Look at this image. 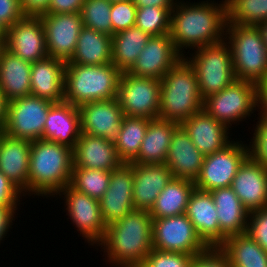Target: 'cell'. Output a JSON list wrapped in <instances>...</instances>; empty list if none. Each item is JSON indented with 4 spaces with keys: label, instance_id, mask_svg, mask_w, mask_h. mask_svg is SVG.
<instances>
[{
    "label": "cell",
    "instance_id": "cell-1",
    "mask_svg": "<svg viewBox=\"0 0 267 267\" xmlns=\"http://www.w3.org/2000/svg\"><path fill=\"white\" fill-rule=\"evenodd\" d=\"M209 1L185 3L184 0H178L171 10L169 34L183 57L187 55H184L187 48L195 50L225 39L226 1L222 0L219 4L214 0Z\"/></svg>",
    "mask_w": 267,
    "mask_h": 267
},
{
    "label": "cell",
    "instance_id": "cell-2",
    "mask_svg": "<svg viewBox=\"0 0 267 267\" xmlns=\"http://www.w3.org/2000/svg\"><path fill=\"white\" fill-rule=\"evenodd\" d=\"M153 218L149 211L133 210L109 226L97 245L111 266L140 267L152 247ZM107 257V259H106Z\"/></svg>",
    "mask_w": 267,
    "mask_h": 267
},
{
    "label": "cell",
    "instance_id": "cell-3",
    "mask_svg": "<svg viewBox=\"0 0 267 267\" xmlns=\"http://www.w3.org/2000/svg\"><path fill=\"white\" fill-rule=\"evenodd\" d=\"M73 167V149L69 146L44 139L32 141L27 195L55 197L70 185Z\"/></svg>",
    "mask_w": 267,
    "mask_h": 267
},
{
    "label": "cell",
    "instance_id": "cell-4",
    "mask_svg": "<svg viewBox=\"0 0 267 267\" xmlns=\"http://www.w3.org/2000/svg\"><path fill=\"white\" fill-rule=\"evenodd\" d=\"M160 82V119L181 124L203 109L196 72L184 57Z\"/></svg>",
    "mask_w": 267,
    "mask_h": 267
},
{
    "label": "cell",
    "instance_id": "cell-5",
    "mask_svg": "<svg viewBox=\"0 0 267 267\" xmlns=\"http://www.w3.org/2000/svg\"><path fill=\"white\" fill-rule=\"evenodd\" d=\"M121 74L113 63L65 64L64 101L79 107L93 101L115 99Z\"/></svg>",
    "mask_w": 267,
    "mask_h": 267
},
{
    "label": "cell",
    "instance_id": "cell-6",
    "mask_svg": "<svg viewBox=\"0 0 267 267\" xmlns=\"http://www.w3.org/2000/svg\"><path fill=\"white\" fill-rule=\"evenodd\" d=\"M225 40L231 48L236 80L258 85L267 79V48L257 26L226 24Z\"/></svg>",
    "mask_w": 267,
    "mask_h": 267
},
{
    "label": "cell",
    "instance_id": "cell-7",
    "mask_svg": "<svg viewBox=\"0 0 267 267\" xmlns=\"http://www.w3.org/2000/svg\"><path fill=\"white\" fill-rule=\"evenodd\" d=\"M184 57L194 68L202 99L231 85L236 77L233 70L231 48L223 41L199 47Z\"/></svg>",
    "mask_w": 267,
    "mask_h": 267
},
{
    "label": "cell",
    "instance_id": "cell-8",
    "mask_svg": "<svg viewBox=\"0 0 267 267\" xmlns=\"http://www.w3.org/2000/svg\"><path fill=\"white\" fill-rule=\"evenodd\" d=\"M203 109L228 128L239 125L257 110V84L235 80L218 93L203 100ZM255 110V111H254Z\"/></svg>",
    "mask_w": 267,
    "mask_h": 267
},
{
    "label": "cell",
    "instance_id": "cell-9",
    "mask_svg": "<svg viewBox=\"0 0 267 267\" xmlns=\"http://www.w3.org/2000/svg\"><path fill=\"white\" fill-rule=\"evenodd\" d=\"M160 88V79L122 72L116 99L124 116L149 120L159 118Z\"/></svg>",
    "mask_w": 267,
    "mask_h": 267
},
{
    "label": "cell",
    "instance_id": "cell-10",
    "mask_svg": "<svg viewBox=\"0 0 267 267\" xmlns=\"http://www.w3.org/2000/svg\"><path fill=\"white\" fill-rule=\"evenodd\" d=\"M152 247L163 252L193 256L209 248L198 236L185 213L167 218H153Z\"/></svg>",
    "mask_w": 267,
    "mask_h": 267
},
{
    "label": "cell",
    "instance_id": "cell-11",
    "mask_svg": "<svg viewBox=\"0 0 267 267\" xmlns=\"http://www.w3.org/2000/svg\"><path fill=\"white\" fill-rule=\"evenodd\" d=\"M53 104L31 94L9 101L3 132L30 141L43 139L45 121Z\"/></svg>",
    "mask_w": 267,
    "mask_h": 267
},
{
    "label": "cell",
    "instance_id": "cell-12",
    "mask_svg": "<svg viewBox=\"0 0 267 267\" xmlns=\"http://www.w3.org/2000/svg\"><path fill=\"white\" fill-rule=\"evenodd\" d=\"M247 145L233 139L223 149L205 156L195 188L212 191L230 187L240 165L248 157Z\"/></svg>",
    "mask_w": 267,
    "mask_h": 267
},
{
    "label": "cell",
    "instance_id": "cell-13",
    "mask_svg": "<svg viewBox=\"0 0 267 267\" xmlns=\"http://www.w3.org/2000/svg\"><path fill=\"white\" fill-rule=\"evenodd\" d=\"M56 195H59L61 200L63 198L65 210L70 217L68 219L71 220L77 231H80L85 242L97 246L103 240L106 232L99 200L76 191L70 185H67Z\"/></svg>",
    "mask_w": 267,
    "mask_h": 267
},
{
    "label": "cell",
    "instance_id": "cell-14",
    "mask_svg": "<svg viewBox=\"0 0 267 267\" xmlns=\"http://www.w3.org/2000/svg\"><path fill=\"white\" fill-rule=\"evenodd\" d=\"M44 27L48 56L69 62L83 28L80 13L40 15Z\"/></svg>",
    "mask_w": 267,
    "mask_h": 267
},
{
    "label": "cell",
    "instance_id": "cell-15",
    "mask_svg": "<svg viewBox=\"0 0 267 267\" xmlns=\"http://www.w3.org/2000/svg\"><path fill=\"white\" fill-rule=\"evenodd\" d=\"M133 186V163H123L111 171L108 189L99 199L101 216L106 226L121 220L129 212L135 210Z\"/></svg>",
    "mask_w": 267,
    "mask_h": 267
},
{
    "label": "cell",
    "instance_id": "cell-16",
    "mask_svg": "<svg viewBox=\"0 0 267 267\" xmlns=\"http://www.w3.org/2000/svg\"><path fill=\"white\" fill-rule=\"evenodd\" d=\"M4 47L27 62L35 63L48 56L40 16H25L6 29Z\"/></svg>",
    "mask_w": 267,
    "mask_h": 267
},
{
    "label": "cell",
    "instance_id": "cell-17",
    "mask_svg": "<svg viewBox=\"0 0 267 267\" xmlns=\"http://www.w3.org/2000/svg\"><path fill=\"white\" fill-rule=\"evenodd\" d=\"M182 58L170 34L151 36L127 72L134 76L162 79Z\"/></svg>",
    "mask_w": 267,
    "mask_h": 267
},
{
    "label": "cell",
    "instance_id": "cell-18",
    "mask_svg": "<svg viewBox=\"0 0 267 267\" xmlns=\"http://www.w3.org/2000/svg\"><path fill=\"white\" fill-rule=\"evenodd\" d=\"M80 132L115 141L118 137L124 113L118 100H102L78 107Z\"/></svg>",
    "mask_w": 267,
    "mask_h": 267
},
{
    "label": "cell",
    "instance_id": "cell-19",
    "mask_svg": "<svg viewBox=\"0 0 267 267\" xmlns=\"http://www.w3.org/2000/svg\"><path fill=\"white\" fill-rule=\"evenodd\" d=\"M231 187L249 212L267 208V168L249 156L240 165Z\"/></svg>",
    "mask_w": 267,
    "mask_h": 267
},
{
    "label": "cell",
    "instance_id": "cell-20",
    "mask_svg": "<svg viewBox=\"0 0 267 267\" xmlns=\"http://www.w3.org/2000/svg\"><path fill=\"white\" fill-rule=\"evenodd\" d=\"M180 126L204 156L223 149L232 141L228 136L231 129L211 117L204 109L183 121Z\"/></svg>",
    "mask_w": 267,
    "mask_h": 267
},
{
    "label": "cell",
    "instance_id": "cell-21",
    "mask_svg": "<svg viewBox=\"0 0 267 267\" xmlns=\"http://www.w3.org/2000/svg\"><path fill=\"white\" fill-rule=\"evenodd\" d=\"M205 156L192 143L189 135L179 126L173 133L165 165L174 178L195 183L201 172Z\"/></svg>",
    "mask_w": 267,
    "mask_h": 267
},
{
    "label": "cell",
    "instance_id": "cell-22",
    "mask_svg": "<svg viewBox=\"0 0 267 267\" xmlns=\"http://www.w3.org/2000/svg\"><path fill=\"white\" fill-rule=\"evenodd\" d=\"M74 167L112 171L123 162L118 157L115 143L103 137L80 133L73 149Z\"/></svg>",
    "mask_w": 267,
    "mask_h": 267
},
{
    "label": "cell",
    "instance_id": "cell-23",
    "mask_svg": "<svg viewBox=\"0 0 267 267\" xmlns=\"http://www.w3.org/2000/svg\"><path fill=\"white\" fill-rule=\"evenodd\" d=\"M32 141L0 132V171L24 194H27Z\"/></svg>",
    "mask_w": 267,
    "mask_h": 267
},
{
    "label": "cell",
    "instance_id": "cell-24",
    "mask_svg": "<svg viewBox=\"0 0 267 267\" xmlns=\"http://www.w3.org/2000/svg\"><path fill=\"white\" fill-rule=\"evenodd\" d=\"M185 214L208 247L220 246L219 220L210 191L195 188L189 197Z\"/></svg>",
    "mask_w": 267,
    "mask_h": 267
},
{
    "label": "cell",
    "instance_id": "cell-25",
    "mask_svg": "<svg viewBox=\"0 0 267 267\" xmlns=\"http://www.w3.org/2000/svg\"><path fill=\"white\" fill-rule=\"evenodd\" d=\"M133 164L134 208L135 210L150 211L159 193L174 176L165 164Z\"/></svg>",
    "mask_w": 267,
    "mask_h": 267
},
{
    "label": "cell",
    "instance_id": "cell-26",
    "mask_svg": "<svg viewBox=\"0 0 267 267\" xmlns=\"http://www.w3.org/2000/svg\"><path fill=\"white\" fill-rule=\"evenodd\" d=\"M65 62L47 56L32 63L31 95L53 103L64 101Z\"/></svg>",
    "mask_w": 267,
    "mask_h": 267
},
{
    "label": "cell",
    "instance_id": "cell-27",
    "mask_svg": "<svg viewBox=\"0 0 267 267\" xmlns=\"http://www.w3.org/2000/svg\"><path fill=\"white\" fill-rule=\"evenodd\" d=\"M80 133L78 107L65 101L54 103L48 111L43 139L74 149Z\"/></svg>",
    "mask_w": 267,
    "mask_h": 267
},
{
    "label": "cell",
    "instance_id": "cell-28",
    "mask_svg": "<svg viewBox=\"0 0 267 267\" xmlns=\"http://www.w3.org/2000/svg\"><path fill=\"white\" fill-rule=\"evenodd\" d=\"M215 202L220 228V245L227 237L247 232L249 211L243 206L232 187L210 191Z\"/></svg>",
    "mask_w": 267,
    "mask_h": 267
},
{
    "label": "cell",
    "instance_id": "cell-29",
    "mask_svg": "<svg viewBox=\"0 0 267 267\" xmlns=\"http://www.w3.org/2000/svg\"><path fill=\"white\" fill-rule=\"evenodd\" d=\"M32 63L13 54L7 48L0 53V90L9 102L31 94Z\"/></svg>",
    "mask_w": 267,
    "mask_h": 267
},
{
    "label": "cell",
    "instance_id": "cell-30",
    "mask_svg": "<svg viewBox=\"0 0 267 267\" xmlns=\"http://www.w3.org/2000/svg\"><path fill=\"white\" fill-rule=\"evenodd\" d=\"M179 126L176 122L151 119L138 156L132 163L165 164L172 135Z\"/></svg>",
    "mask_w": 267,
    "mask_h": 267
},
{
    "label": "cell",
    "instance_id": "cell-31",
    "mask_svg": "<svg viewBox=\"0 0 267 267\" xmlns=\"http://www.w3.org/2000/svg\"><path fill=\"white\" fill-rule=\"evenodd\" d=\"M112 63V36L83 27L76 50L65 64L106 65Z\"/></svg>",
    "mask_w": 267,
    "mask_h": 267
},
{
    "label": "cell",
    "instance_id": "cell-32",
    "mask_svg": "<svg viewBox=\"0 0 267 267\" xmlns=\"http://www.w3.org/2000/svg\"><path fill=\"white\" fill-rule=\"evenodd\" d=\"M219 248L231 267H267V252L248 233L227 237Z\"/></svg>",
    "mask_w": 267,
    "mask_h": 267
},
{
    "label": "cell",
    "instance_id": "cell-33",
    "mask_svg": "<svg viewBox=\"0 0 267 267\" xmlns=\"http://www.w3.org/2000/svg\"><path fill=\"white\" fill-rule=\"evenodd\" d=\"M194 189V182L173 178L157 196L150 215L152 218H167L184 214Z\"/></svg>",
    "mask_w": 267,
    "mask_h": 267
},
{
    "label": "cell",
    "instance_id": "cell-34",
    "mask_svg": "<svg viewBox=\"0 0 267 267\" xmlns=\"http://www.w3.org/2000/svg\"><path fill=\"white\" fill-rule=\"evenodd\" d=\"M151 36L137 26L112 35V63L121 72L128 71Z\"/></svg>",
    "mask_w": 267,
    "mask_h": 267
},
{
    "label": "cell",
    "instance_id": "cell-35",
    "mask_svg": "<svg viewBox=\"0 0 267 267\" xmlns=\"http://www.w3.org/2000/svg\"><path fill=\"white\" fill-rule=\"evenodd\" d=\"M149 121L141 117H123L118 137L114 141L118 157L123 163H132L137 158Z\"/></svg>",
    "mask_w": 267,
    "mask_h": 267
},
{
    "label": "cell",
    "instance_id": "cell-36",
    "mask_svg": "<svg viewBox=\"0 0 267 267\" xmlns=\"http://www.w3.org/2000/svg\"><path fill=\"white\" fill-rule=\"evenodd\" d=\"M226 24L258 26L267 21V0H225Z\"/></svg>",
    "mask_w": 267,
    "mask_h": 267
},
{
    "label": "cell",
    "instance_id": "cell-37",
    "mask_svg": "<svg viewBox=\"0 0 267 267\" xmlns=\"http://www.w3.org/2000/svg\"><path fill=\"white\" fill-rule=\"evenodd\" d=\"M110 176L111 171L73 167L70 186L99 200L108 189Z\"/></svg>",
    "mask_w": 267,
    "mask_h": 267
},
{
    "label": "cell",
    "instance_id": "cell-38",
    "mask_svg": "<svg viewBox=\"0 0 267 267\" xmlns=\"http://www.w3.org/2000/svg\"><path fill=\"white\" fill-rule=\"evenodd\" d=\"M111 5L108 0H84L80 11L83 27L112 36Z\"/></svg>",
    "mask_w": 267,
    "mask_h": 267
},
{
    "label": "cell",
    "instance_id": "cell-39",
    "mask_svg": "<svg viewBox=\"0 0 267 267\" xmlns=\"http://www.w3.org/2000/svg\"><path fill=\"white\" fill-rule=\"evenodd\" d=\"M171 10L147 6L137 8L135 26L150 36H161L170 32Z\"/></svg>",
    "mask_w": 267,
    "mask_h": 267
},
{
    "label": "cell",
    "instance_id": "cell-40",
    "mask_svg": "<svg viewBox=\"0 0 267 267\" xmlns=\"http://www.w3.org/2000/svg\"><path fill=\"white\" fill-rule=\"evenodd\" d=\"M137 7L132 0L112 2V35L135 26Z\"/></svg>",
    "mask_w": 267,
    "mask_h": 267
},
{
    "label": "cell",
    "instance_id": "cell-41",
    "mask_svg": "<svg viewBox=\"0 0 267 267\" xmlns=\"http://www.w3.org/2000/svg\"><path fill=\"white\" fill-rule=\"evenodd\" d=\"M194 256L152 249L140 267H191Z\"/></svg>",
    "mask_w": 267,
    "mask_h": 267
},
{
    "label": "cell",
    "instance_id": "cell-42",
    "mask_svg": "<svg viewBox=\"0 0 267 267\" xmlns=\"http://www.w3.org/2000/svg\"><path fill=\"white\" fill-rule=\"evenodd\" d=\"M255 124L253 138L248 147V156L256 163L267 168V118L259 115Z\"/></svg>",
    "mask_w": 267,
    "mask_h": 267
},
{
    "label": "cell",
    "instance_id": "cell-43",
    "mask_svg": "<svg viewBox=\"0 0 267 267\" xmlns=\"http://www.w3.org/2000/svg\"><path fill=\"white\" fill-rule=\"evenodd\" d=\"M246 233L267 252V208L249 212Z\"/></svg>",
    "mask_w": 267,
    "mask_h": 267
},
{
    "label": "cell",
    "instance_id": "cell-44",
    "mask_svg": "<svg viewBox=\"0 0 267 267\" xmlns=\"http://www.w3.org/2000/svg\"><path fill=\"white\" fill-rule=\"evenodd\" d=\"M191 267H231L229 259L219 247H209L194 256Z\"/></svg>",
    "mask_w": 267,
    "mask_h": 267
},
{
    "label": "cell",
    "instance_id": "cell-45",
    "mask_svg": "<svg viewBox=\"0 0 267 267\" xmlns=\"http://www.w3.org/2000/svg\"><path fill=\"white\" fill-rule=\"evenodd\" d=\"M25 16L20 0H0V24L5 29Z\"/></svg>",
    "mask_w": 267,
    "mask_h": 267
},
{
    "label": "cell",
    "instance_id": "cell-46",
    "mask_svg": "<svg viewBox=\"0 0 267 267\" xmlns=\"http://www.w3.org/2000/svg\"><path fill=\"white\" fill-rule=\"evenodd\" d=\"M22 196L24 194L0 171V205L18 207Z\"/></svg>",
    "mask_w": 267,
    "mask_h": 267
},
{
    "label": "cell",
    "instance_id": "cell-47",
    "mask_svg": "<svg viewBox=\"0 0 267 267\" xmlns=\"http://www.w3.org/2000/svg\"><path fill=\"white\" fill-rule=\"evenodd\" d=\"M84 0H50L48 14L80 13Z\"/></svg>",
    "mask_w": 267,
    "mask_h": 267
},
{
    "label": "cell",
    "instance_id": "cell-48",
    "mask_svg": "<svg viewBox=\"0 0 267 267\" xmlns=\"http://www.w3.org/2000/svg\"><path fill=\"white\" fill-rule=\"evenodd\" d=\"M18 207H5L0 205V244L3 238L7 236L10 227L12 228V221L15 220V214Z\"/></svg>",
    "mask_w": 267,
    "mask_h": 267
},
{
    "label": "cell",
    "instance_id": "cell-49",
    "mask_svg": "<svg viewBox=\"0 0 267 267\" xmlns=\"http://www.w3.org/2000/svg\"><path fill=\"white\" fill-rule=\"evenodd\" d=\"M26 16H40L48 12L50 0H20Z\"/></svg>",
    "mask_w": 267,
    "mask_h": 267
},
{
    "label": "cell",
    "instance_id": "cell-50",
    "mask_svg": "<svg viewBox=\"0 0 267 267\" xmlns=\"http://www.w3.org/2000/svg\"><path fill=\"white\" fill-rule=\"evenodd\" d=\"M258 115L267 118V79L257 85Z\"/></svg>",
    "mask_w": 267,
    "mask_h": 267
},
{
    "label": "cell",
    "instance_id": "cell-51",
    "mask_svg": "<svg viewBox=\"0 0 267 267\" xmlns=\"http://www.w3.org/2000/svg\"><path fill=\"white\" fill-rule=\"evenodd\" d=\"M137 8L153 6L172 10L178 0H132Z\"/></svg>",
    "mask_w": 267,
    "mask_h": 267
},
{
    "label": "cell",
    "instance_id": "cell-52",
    "mask_svg": "<svg viewBox=\"0 0 267 267\" xmlns=\"http://www.w3.org/2000/svg\"><path fill=\"white\" fill-rule=\"evenodd\" d=\"M8 101L5 99L4 94L0 90V132H3L6 116H7Z\"/></svg>",
    "mask_w": 267,
    "mask_h": 267
},
{
    "label": "cell",
    "instance_id": "cell-53",
    "mask_svg": "<svg viewBox=\"0 0 267 267\" xmlns=\"http://www.w3.org/2000/svg\"><path fill=\"white\" fill-rule=\"evenodd\" d=\"M257 27L259 28V31L262 35V40L264 41V44L266 45L267 48V21L259 24Z\"/></svg>",
    "mask_w": 267,
    "mask_h": 267
},
{
    "label": "cell",
    "instance_id": "cell-54",
    "mask_svg": "<svg viewBox=\"0 0 267 267\" xmlns=\"http://www.w3.org/2000/svg\"><path fill=\"white\" fill-rule=\"evenodd\" d=\"M6 29L0 24V40L5 42Z\"/></svg>",
    "mask_w": 267,
    "mask_h": 267
},
{
    "label": "cell",
    "instance_id": "cell-55",
    "mask_svg": "<svg viewBox=\"0 0 267 267\" xmlns=\"http://www.w3.org/2000/svg\"><path fill=\"white\" fill-rule=\"evenodd\" d=\"M3 48H4V42L2 40H0V53H1Z\"/></svg>",
    "mask_w": 267,
    "mask_h": 267
},
{
    "label": "cell",
    "instance_id": "cell-56",
    "mask_svg": "<svg viewBox=\"0 0 267 267\" xmlns=\"http://www.w3.org/2000/svg\"><path fill=\"white\" fill-rule=\"evenodd\" d=\"M109 2H119V1H128V0H108Z\"/></svg>",
    "mask_w": 267,
    "mask_h": 267
}]
</instances>
